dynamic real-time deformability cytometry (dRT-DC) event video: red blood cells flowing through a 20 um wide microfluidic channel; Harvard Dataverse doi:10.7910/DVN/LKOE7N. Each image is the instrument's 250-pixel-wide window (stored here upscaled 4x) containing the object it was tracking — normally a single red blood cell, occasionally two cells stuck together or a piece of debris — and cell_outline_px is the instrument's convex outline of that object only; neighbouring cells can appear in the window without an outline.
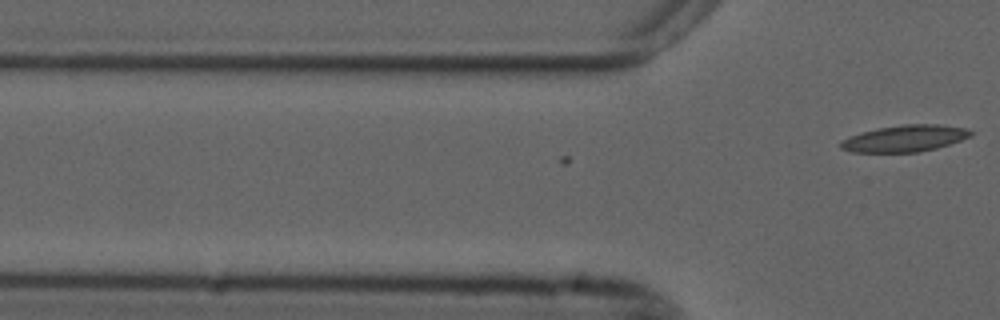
{"species": "common noctule bat (a hibernating species)", "species_latin": "Nyctalus noctula", "temperature_condition": "cold", "stored_images_in_passage": 9, "camera_frame_rate_fps": 3000, "um_per_image_px": 0.085, "animal": {"sex": "male", "forearm_length_mm": 52.5}, "frame": {"image": 1, "passage_image": 9, "time_ms": 2.667, "image_size_px": [1000, 320], "cell_outline_px": [[976, 132], [972, 136], [936, 148], [916, 152], [852, 152], [840, 148], [840, 140], [848, 136], [860, 132], [876, 128], [904, 124], [936, 124], [968, 128]], "centroid_in_image_um": [76.9, 11.75], "position_along_channel_um": 48.9, "area_um2": 20.35}}